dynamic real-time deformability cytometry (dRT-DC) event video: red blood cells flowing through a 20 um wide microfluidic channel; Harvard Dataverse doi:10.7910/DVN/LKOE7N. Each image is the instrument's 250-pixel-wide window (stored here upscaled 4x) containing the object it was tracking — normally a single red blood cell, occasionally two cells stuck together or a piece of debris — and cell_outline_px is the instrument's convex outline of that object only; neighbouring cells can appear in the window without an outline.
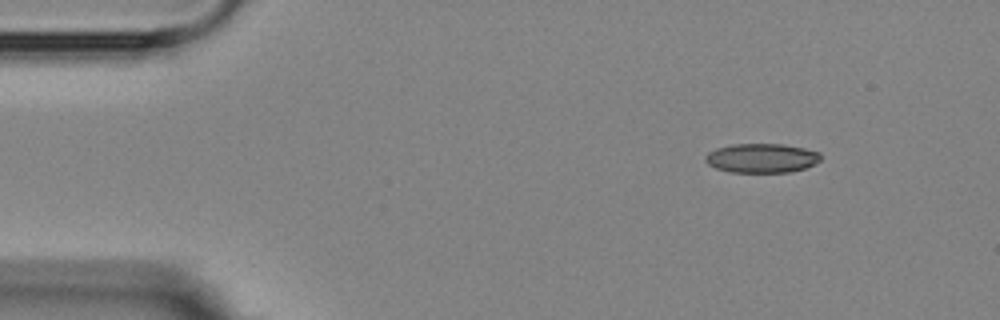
{"species": "Egyptian fruit bat (a non-hibernating species)", "species_latin": "Rousettus aegyptiacus", "temperature_condition": "room temperature", "stored_images_in_passage": 5, "camera_frame_rate_fps": 3000, "um_per_image_px": 0.085, "animal": {"sex": "female"}, "frame": {"image": 1, "passage_image": 1, "time_ms": 0.0, "image_size_px": [1000, 320], "cell_outline_px": [[820, 160], [804, 168], [792, 172], [728, 172], [716, 168], [708, 164], [704, 160], [704, 156], [708, 152], [716, 148], [732, 144], [784, 144], [804, 148], [820, 152]], "centroid_in_image_um": [64.7, 13.43], "position_along_channel_um": 20.3, "area_um2": 19.71}}
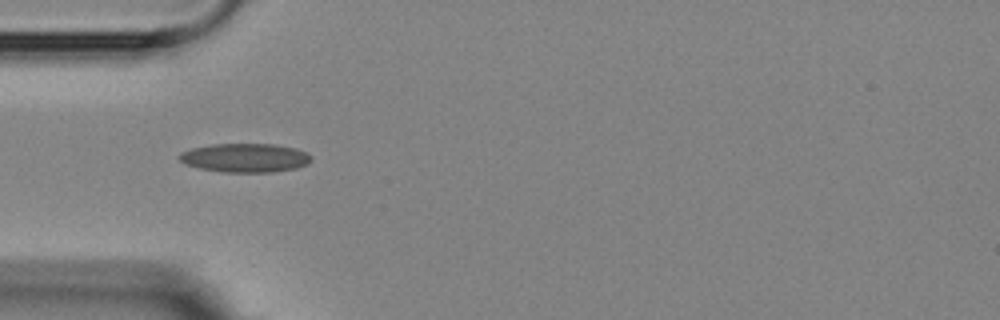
{"frame": {"image": 2, "passage_image": 4, "time_ms": 3.333, "image_size_px": [1000, 320], "cell_outline_px": [[312, 160], [308, 164], [296, 168], [272, 172], [224, 172], [200, 168], [184, 164], [176, 156], [180, 152], [192, 148], [212, 144], [272, 144], [296, 148], [308, 152], [312, 156]], "centroid_in_image_um": [20.84, 13.41], "position_along_channel_um": 64.2, "area_um2": 22.37}}
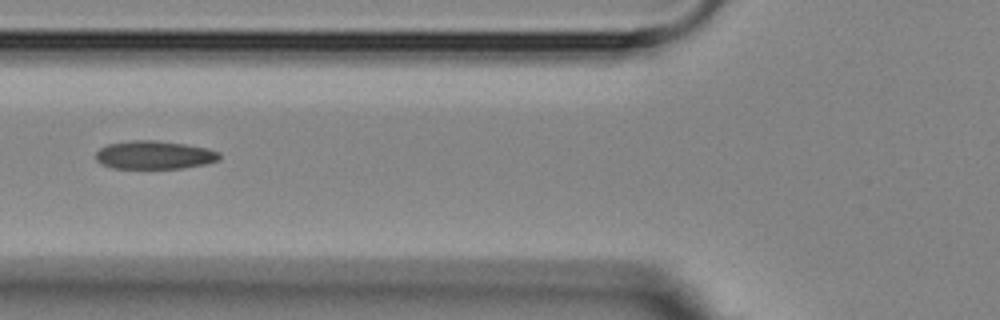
{"frame": {"image": 3, "passage_image": 5, "time_ms": 4.667, "image_size_px": [1000, 320], "cell_outline_px": [[220, 160], [204, 164], [184, 168], [112, 168], [100, 164], [96, 160], [96, 152], [100, 148], [108, 144], [132, 140], [156, 140], [184, 144], [208, 148], [220, 152]], "centroid_in_image_um": [13.12, 13.17], "position_along_channel_um": 112.7, "area_um2": 20.46}}